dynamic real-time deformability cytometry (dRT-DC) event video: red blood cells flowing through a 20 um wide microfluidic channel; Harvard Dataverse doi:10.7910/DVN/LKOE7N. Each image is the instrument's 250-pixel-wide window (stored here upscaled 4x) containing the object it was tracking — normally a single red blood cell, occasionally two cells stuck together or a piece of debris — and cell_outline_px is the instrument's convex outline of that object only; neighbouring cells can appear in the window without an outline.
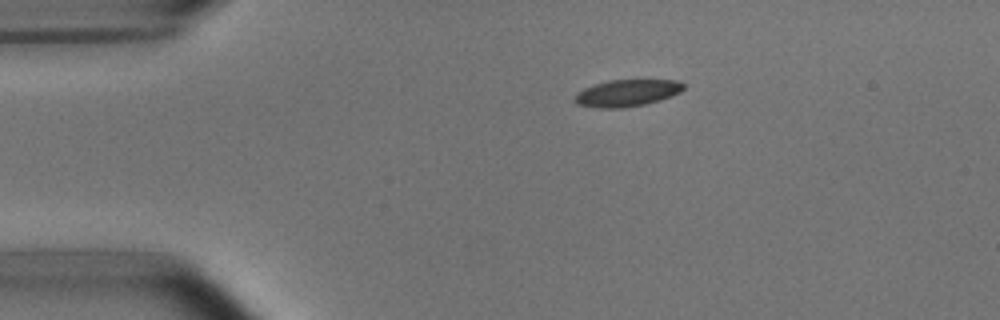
{"species": "common noctule bat (a hibernating species)", "species_latin": "Nyctalus noctula", "temperature_condition": "room temperature", "stored_images_in_passage": 44, "camera_frame_rate_fps": 3000, "um_per_image_px": 0.085, "animal": {"sex": "male", "body_mass_g": 15.6}, "frame": {"image": 1, "passage_image": 1, "time_ms": 0.0, "image_size_px": [1000, 320], "cell_outline_px": [[684, 88], [680, 92], [672, 96], [660, 100], [644, 104], [624, 108], [600, 108], [576, 104], [572, 100], [584, 88], [608, 80], [676, 80], [684, 84]], "centroid_in_image_um": [53.3, 7.91], "position_along_channel_um": 31.7, "area_um2": 16.94}}
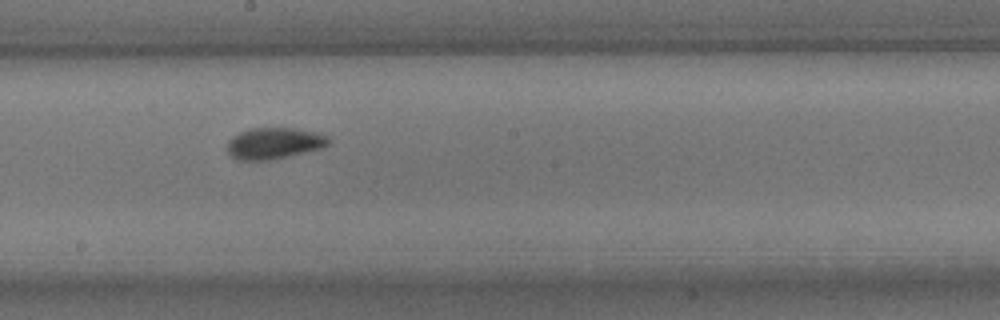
{"frame": {"image": 2, "passage_image": 20, "time_ms": 6.333, "image_size_px": [1000, 320], "cell_outline_px": [[332, 140], [328, 144], [320, 148], [288, 156], [268, 160], [236, 160], [228, 152], [228, 140], [232, 136], [248, 128], [292, 128], [312, 132], [328, 136]], "centroid_in_image_um": [23.26, 12.17], "position_along_channel_um": 224.9, "area_um2": 18.32}}
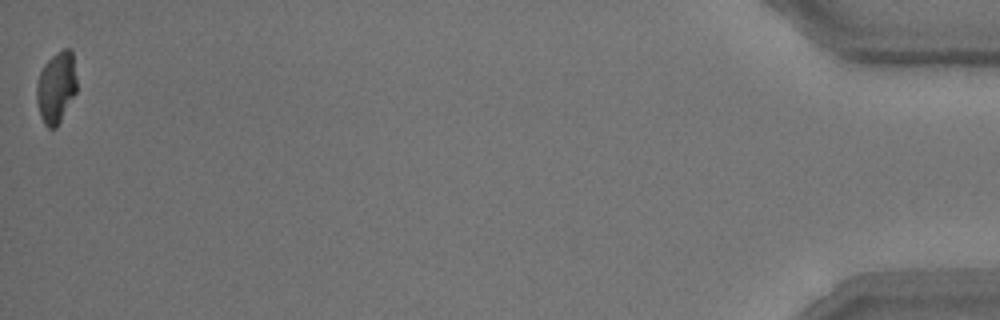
{"frame": {"image": 3, "passage_image": 44, "time_ms": 14.333, "image_size_px": [1000, 320], "cell_outline_px": [[76, 92], [56, 128], [48, 128], [44, 124], [40, 116], [36, 100], [36, 84], [40, 72], [44, 64], [56, 52], [64, 48], [68, 48], [72, 52], [76, 76]], "centroid_in_image_um": [4.76, 7.42], "position_along_channel_um": 430.4, "area_um2": 16.7}, "authors_computed_cell_mechanics": {"area_um2": 17.8024, "velocity_mm_per_s": 3.736, "shape_relaxation_time_tau1_ms": 3.7201, "shape_relaxation_time_tau2_ms": 1.2969, "deformation_change_tau1": 0.1587, "deformation_change_tau2": 0.06}}